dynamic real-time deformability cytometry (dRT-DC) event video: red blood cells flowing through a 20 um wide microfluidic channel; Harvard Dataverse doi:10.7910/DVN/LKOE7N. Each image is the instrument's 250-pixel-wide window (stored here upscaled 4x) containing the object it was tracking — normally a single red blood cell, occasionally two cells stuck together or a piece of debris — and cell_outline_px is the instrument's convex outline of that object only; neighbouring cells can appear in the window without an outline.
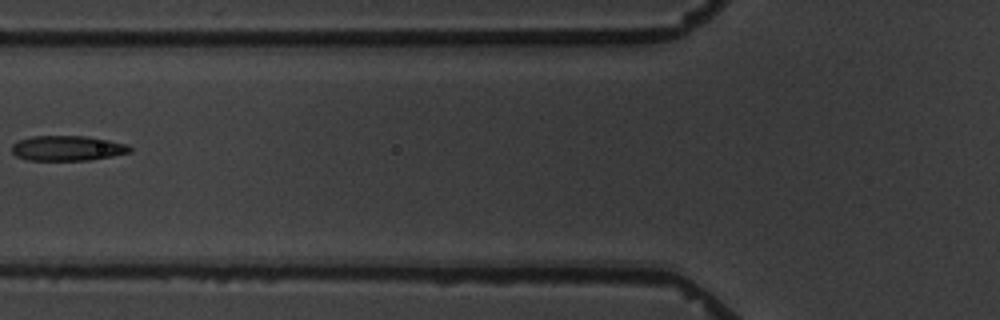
{"species": "common noctule bat (a hibernating species)", "species_latin": "Nyctalus noctula", "temperature_condition": "warm", "stored_images_in_passage": 15, "camera_frame_rate_fps": 3000, "um_per_image_px": 0.085, "animal": {"sex": "male", "body_mass_g": 19.5, "forearm_length_mm": 54.6}, "frame": {"image": 1, "passage_image": 6, "time_ms": 7.0, "image_size_px": [1000, 320], "cell_outline_px": [[132, 152], [112, 156], [88, 160], [28, 160], [16, 156], [12, 152], [12, 144], [16, 140], [32, 136], [84, 136], [108, 140], [128, 144], [132, 148]], "centroid_in_image_um": [5.72, 12.59], "position_along_channel_um": 120.1, "area_um2": 17.34}}
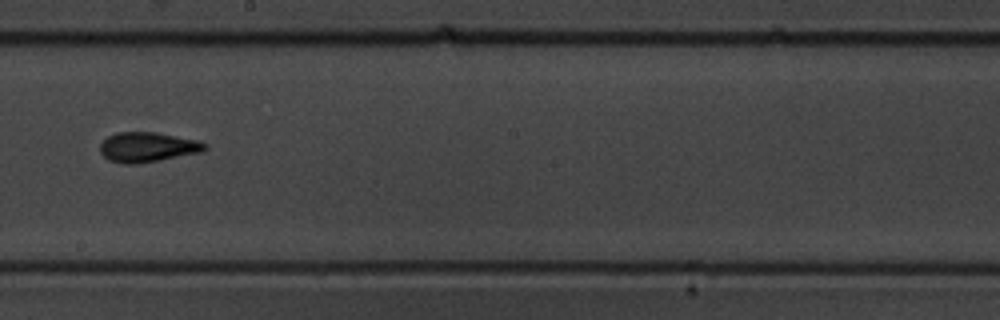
{"frame": {"image": 2, "passage_image": 9, "time_ms": 10.333, "image_size_px": [1000, 320], "cell_outline_px": [[208, 148], [200, 152], [160, 160], [136, 164], [120, 164], [108, 160], [100, 152], [100, 144], [108, 136], [116, 132], [152, 132], [196, 140], [208, 144]], "centroid_in_image_um": [12.5, 12.52], "position_along_channel_um": 235.7, "area_um2": 18.15}}
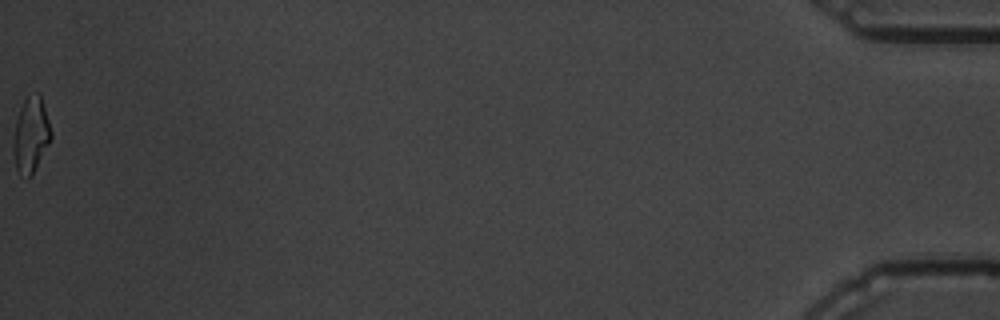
{"frame": {"image": 3, "passage_image": 15, "time_ms": 19.0, "image_size_px": [1000, 320], "cell_outline_px": [[52, 136], [32, 176], [28, 180], [20, 176], [16, 168], [12, 148], [16, 120], [20, 108], [24, 100], [28, 96], [40, 92], [52, 132]], "centroid_in_image_um": [2.62, 11.51], "position_along_channel_um": 432.6, "area_um2": 16.65}, "authors_computed_cell_mechanics": {"area_um2": 17.34, "velocity_mm_per_s": 3.4781, "shape_relaxation_time_tau1_ms": 6.8113, "shape_relaxation_time_tau2_ms": 4.1065, "deformation_change_tau1": 0.1933, "deformation_change_tau2": 0.1235}}